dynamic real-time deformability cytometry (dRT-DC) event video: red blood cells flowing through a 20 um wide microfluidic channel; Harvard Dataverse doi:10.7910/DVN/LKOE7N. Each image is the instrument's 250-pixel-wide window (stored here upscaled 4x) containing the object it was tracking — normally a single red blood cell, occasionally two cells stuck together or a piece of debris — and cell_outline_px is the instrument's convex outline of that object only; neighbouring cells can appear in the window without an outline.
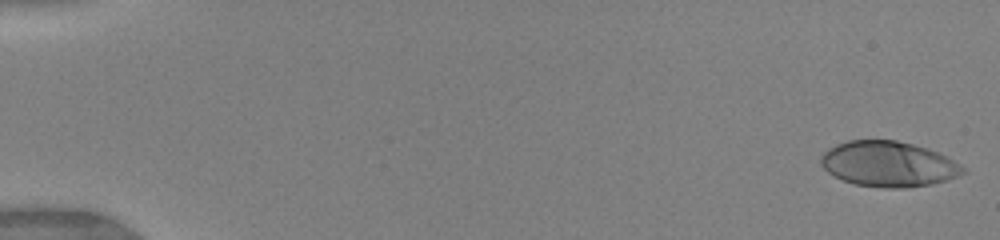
{"species": "human", "species_latin": "Homo sapiens", "temperature_condition": "warm", "stored_images_in_passage": 61, "camera_frame_rate_fps": 3000, "um_per_image_px": 0.085, "donor": {"sex": "female"}, "frame": {"image": 1, "passage_image": 1, "time_ms": 0.0, "image_size_px": [1000, 240], "cell_outline_px": [[968, 172], [948, 180], [932, 184], [908, 188], [884, 188], [856, 184], [844, 180], [828, 172], [820, 164], [820, 156], [828, 148], [836, 144], [848, 140], [896, 140], [928, 148], [952, 160], [964, 168]], "centroid_in_image_um": [75.51, 13.94], "position_along_channel_um": 9.5, "area_um2": 37.57}}
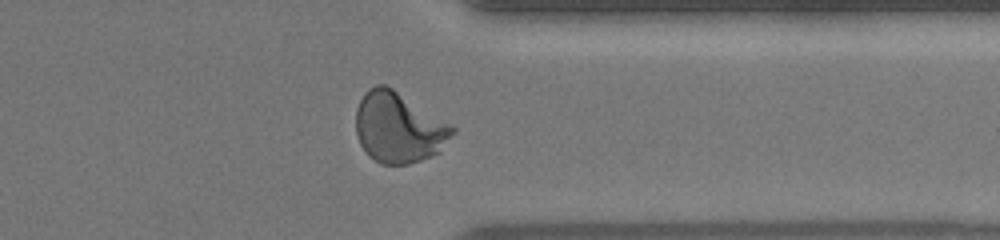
{"frame": {"image": 2, "passage_image": 44, "time_ms": 13.333, "image_size_px": [1000, 240], "cell_outline_px": [[456, 132], [440, 152], [432, 156], [408, 164], [380, 164], [368, 156], [360, 144], [356, 132], [356, 108], [364, 92], [368, 88], [376, 84], [384, 84], [392, 88], [452, 124], [456, 128]], "centroid_in_image_um": [33.89, 10.84], "position_along_channel_um": 377.5, "area_um2": 40.0}}
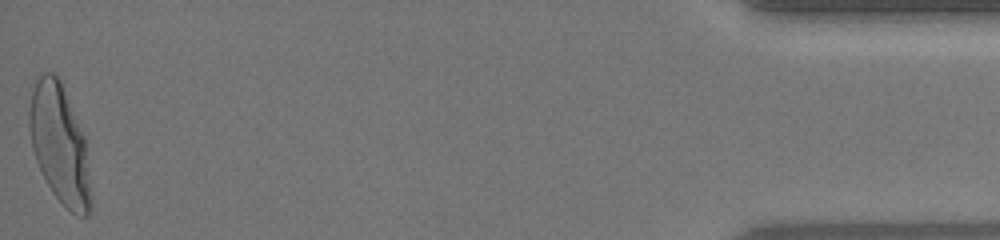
{"frame": {"image": 3, "passage_image": 60, "time_ms": 16.667, "image_size_px": [1000, 240], "cell_outline_px": [[92, 212], [88, 216], [80, 216], [72, 212], [52, 192], [36, 160], [32, 148], [28, 124], [28, 112], [32, 92], [36, 80], [40, 72], [52, 72], [60, 80], [84, 136]], "centroid_in_image_um": [5.04, 12.24], "position_along_channel_um": 430.2, "area_um2": 41.91}, "authors_computed_cell_mechanics": {"area_um2": 37.859, "velocity_mm_per_s": 3.9902, "shape_relaxation_time_tau1_ms": 4.3154, "shape_relaxation_time_tau2_ms": null, "deformation_change_tau1": 0.2171, "deformation_change_tau2": null}}